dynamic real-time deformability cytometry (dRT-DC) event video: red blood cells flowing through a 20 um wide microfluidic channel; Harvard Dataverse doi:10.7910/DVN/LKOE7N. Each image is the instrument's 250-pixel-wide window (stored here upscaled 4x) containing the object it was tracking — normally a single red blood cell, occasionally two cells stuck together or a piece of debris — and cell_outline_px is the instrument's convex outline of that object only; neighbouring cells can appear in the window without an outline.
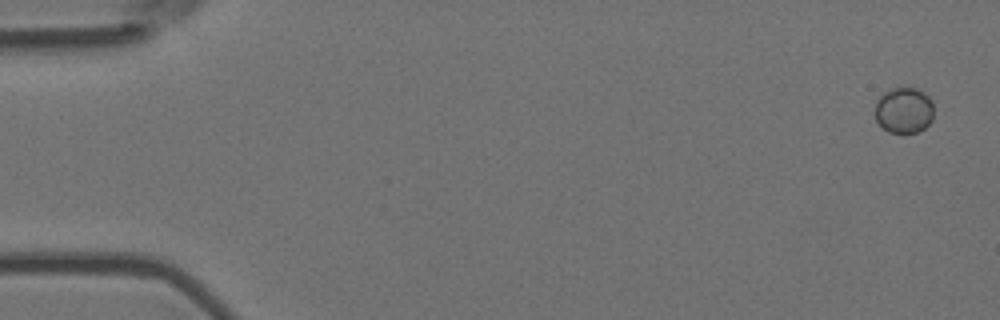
{"species": "Egyptian fruit bat (a non-hibernating species)", "species_latin": "Rousettus aegyptiacus", "temperature_condition": "room temperature", "stored_images_in_passage": 6, "camera_frame_rate_fps": 3000, "um_per_image_px": 0.085, "animal": {"sex": "female"}, "frame": {"image": 1, "passage_image": 1, "time_ms": 0.0, "image_size_px": [1000, 320], "cell_outline_px": [[932, 120], [924, 128], [916, 132], [904, 136], [888, 132], [876, 120], [876, 100], [884, 92], [892, 88], [916, 88], [924, 92], [932, 100]], "centroid_in_image_um": [76.83, 9.41], "position_along_channel_um": 8.2, "area_um2": 15.95}}
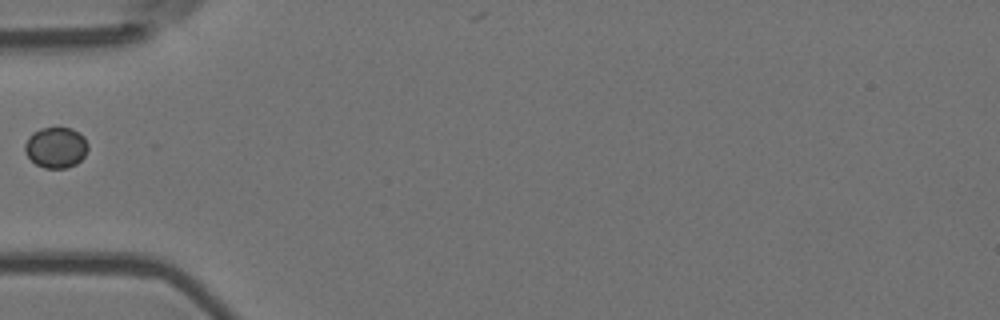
{"frame": {"image": 2, "passage_image": 5, "time_ms": 1.333, "image_size_px": [1000, 320], "cell_outline_px": [[88, 148], [84, 156], [76, 164], [68, 168], [44, 168], [36, 164], [24, 152], [24, 144], [28, 136], [32, 132], [40, 128], [72, 128], [84, 136], [88, 144]], "centroid_in_image_um": [4.74, 12.53], "position_along_channel_um": 80.3, "area_um2": 15.14}}
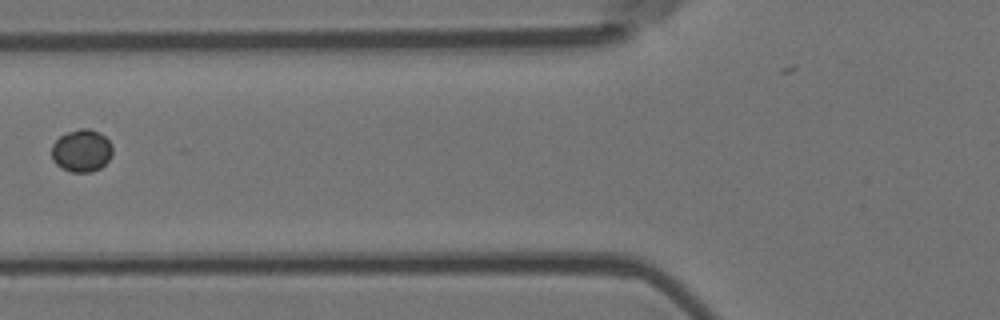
{"frame": {"image": 3, "passage_image": 6, "time_ms": 1.667, "image_size_px": [1000, 320], "cell_outline_px": [[112, 156], [100, 168], [92, 172], [72, 172], [60, 168], [52, 160], [52, 144], [60, 136], [68, 132], [80, 128], [88, 128], [100, 132], [112, 144]], "centroid_in_image_um": [6.94, 12.81], "position_along_channel_um": 118.9, "area_um2": 15.2}}